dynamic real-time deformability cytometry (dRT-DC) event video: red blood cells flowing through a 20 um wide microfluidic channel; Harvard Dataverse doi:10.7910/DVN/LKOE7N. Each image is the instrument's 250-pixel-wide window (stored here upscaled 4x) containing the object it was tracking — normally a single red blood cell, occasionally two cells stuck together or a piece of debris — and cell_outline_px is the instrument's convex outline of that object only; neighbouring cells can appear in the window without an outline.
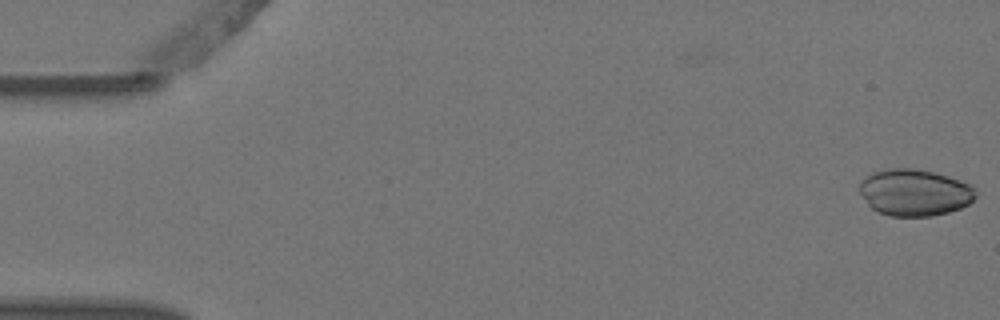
{"species": "Egyptian fruit bat (a non-hibernating species)", "species_latin": "Rousettus aegyptiacus", "temperature_condition": "warm", "stored_images_in_passage": 7, "camera_frame_rate_fps": 3000, "um_per_image_px": 0.085, "animal": {"sex": "female"}, "frame": {"image": 1, "passage_image": 1, "time_ms": 0.0, "image_size_px": [1000, 320], "cell_outline_px": [[976, 196], [968, 204], [960, 208], [948, 212], [932, 216], [892, 216], [880, 212], [872, 208], [868, 204], [860, 192], [860, 180], [872, 172], [888, 168], [912, 168], [936, 172], [948, 176], [968, 184], [976, 192]], "centroid_in_image_um": [77.72, 16.35], "position_along_channel_um": 7.3, "area_um2": 31.44}}